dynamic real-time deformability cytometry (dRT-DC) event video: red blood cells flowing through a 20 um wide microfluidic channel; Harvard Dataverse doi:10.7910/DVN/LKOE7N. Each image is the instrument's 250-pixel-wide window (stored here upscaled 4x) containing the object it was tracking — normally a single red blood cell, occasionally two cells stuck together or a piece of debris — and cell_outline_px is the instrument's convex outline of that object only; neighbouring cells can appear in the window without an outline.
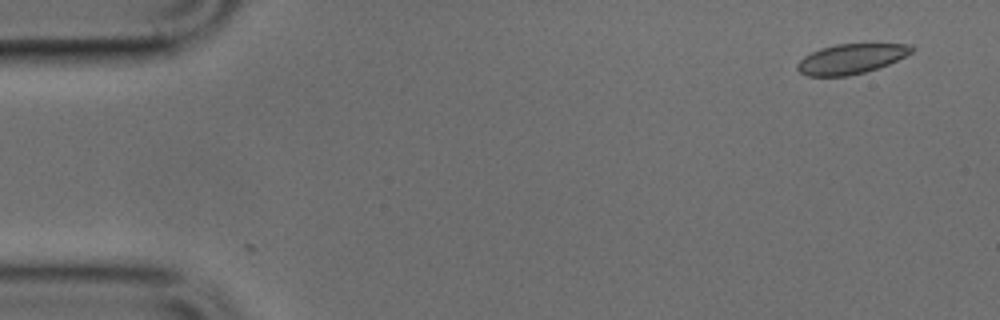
{"species": "common noctule bat (a hibernating species)", "species_latin": "Nyctalus noctula", "temperature_condition": "cold", "stored_images_in_passage": 4, "camera_frame_rate_fps": 3000, "um_per_image_px": 0.085, "animal": {"sex": "male", "body_mass_g": 17.9, "forearm_length_mm": 54.2}, "frame": {"image": 1, "passage_image": 3, "time_ms": 0.667, "image_size_px": [1000, 320], "cell_outline_px": [[916, 48], [912, 52], [888, 64], [864, 72], [848, 76], [808, 76], [800, 72], [796, 68], [796, 64], [804, 56], [820, 48], [836, 44], [912, 44]], "centroid_in_image_um": [72.32, 5.0], "position_along_channel_um": 12.7, "area_um2": 19.83}}